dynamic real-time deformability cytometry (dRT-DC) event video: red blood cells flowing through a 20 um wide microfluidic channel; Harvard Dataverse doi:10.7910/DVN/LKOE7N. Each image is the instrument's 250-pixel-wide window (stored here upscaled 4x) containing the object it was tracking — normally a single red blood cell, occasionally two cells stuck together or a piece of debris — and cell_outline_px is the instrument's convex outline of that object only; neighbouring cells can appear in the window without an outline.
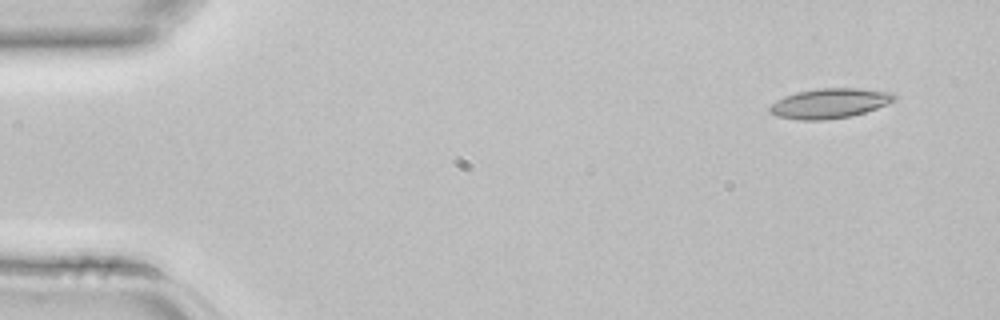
{"species": "common noctule bat (a hibernating species)", "species_latin": "Nyctalus noctula", "temperature_condition": "room temperature", "stored_images_in_passage": 5, "camera_frame_rate_fps": 3000, "um_per_image_px": 0.085, "animal": {"sex": "female", "body_mass_g": 22.7, "forearm_length_mm": 54.2}, "frame": {"image": 1, "passage_image": 5, "time_ms": 1.333, "image_size_px": [1000, 320], "cell_outline_px": [[896, 100], [888, 104], [852, 116], [824, 120], [800, 120], [776, 116], [768, 112], [768, 108], [776, 100], [784, 96], [796, 92], [820, 88], [860, 88], [892, 92], [896, 96]], "centroid_in_image_um": [70.51, 8.78], "position_along_channel_um": 14.5, "area_um2": 21.85}}